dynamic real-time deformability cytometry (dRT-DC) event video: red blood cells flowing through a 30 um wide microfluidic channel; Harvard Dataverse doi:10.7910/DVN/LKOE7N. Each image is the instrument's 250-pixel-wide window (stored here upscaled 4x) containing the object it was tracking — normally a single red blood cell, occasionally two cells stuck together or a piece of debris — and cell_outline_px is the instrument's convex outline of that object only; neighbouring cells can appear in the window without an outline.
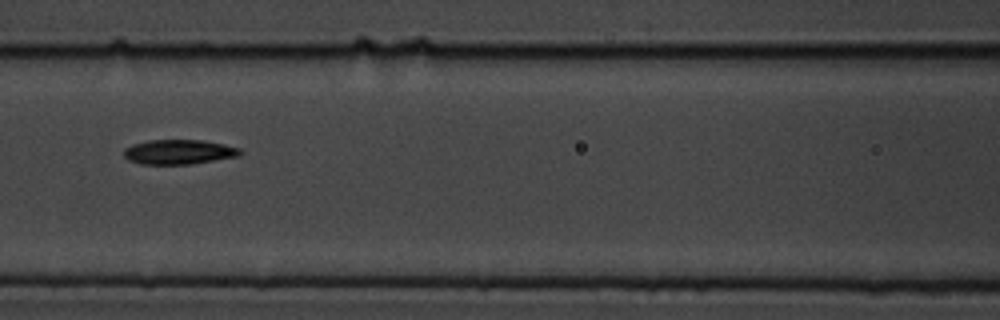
{"species": "common noctule bat (a hibernating species)", "species_latin": "Nyctalus noctula", "temperature_condition": "cold", "stored_images_in_passage": 10, "camera_frame_rate_fps": 3000, "um_per_image_px": 0.085, "animal": {"sex": "male", "body_mass_g": 19.5, "forearm_length_mm": 54.6}, "frame": {"image": 1, "passage_image": 9, "time_ms": 2.667, "image_size_px": [1000, 320], "cell_outline_px": [[244, 152], [240, 156], [192, 164], [140, 164], [128, 160], [124, 156], [124, 148], [132, 144], [148, 140], [200, 140], [224, 144], [240, 148]], "centroid_in_image_um": [15.21, 12.92], "position_along_channel_um": 151.4, "area_um2": 16.88}}
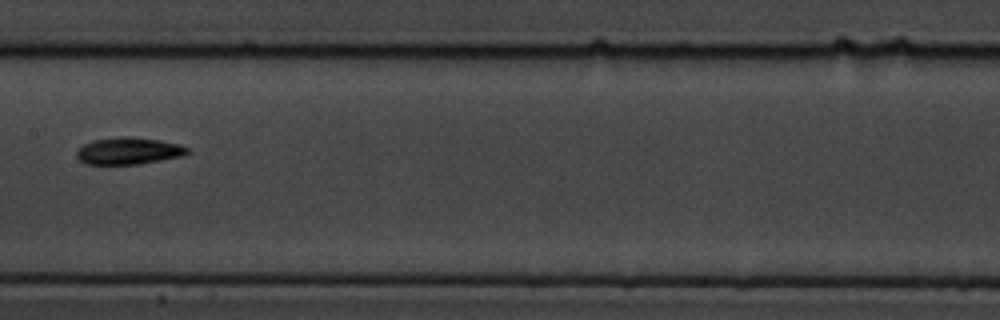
{"frame": {"image": 2, "passage_image": 10, "time_ms": 3.0, "image_size_px": [1000, 320], "cell_outline_px": [[192, 152], [184, 156], [136, 164], [84, 164], [76, 156], [76, 152], [84, 144], [92, 140], [124, 136], [132, 136], [160, 140], [180, 144], [192, 148]], "centroid_in_image_um": [11.0, 12.82], "position_along_channel_um": 196.4, "area_um2": 17.63}}